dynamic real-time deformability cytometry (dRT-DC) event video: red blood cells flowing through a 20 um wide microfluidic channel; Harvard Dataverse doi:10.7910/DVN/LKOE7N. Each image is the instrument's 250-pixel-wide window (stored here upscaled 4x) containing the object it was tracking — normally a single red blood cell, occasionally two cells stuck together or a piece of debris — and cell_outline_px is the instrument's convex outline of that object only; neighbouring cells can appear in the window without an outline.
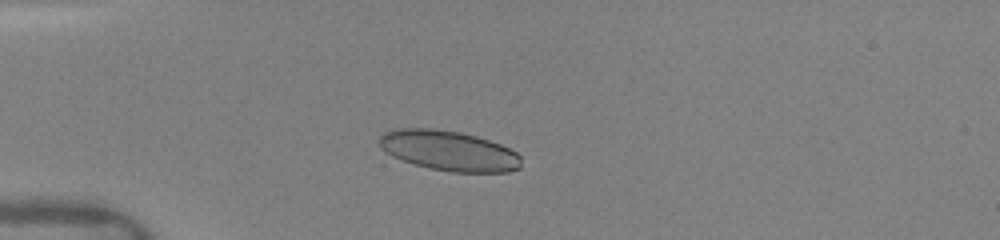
{"species": "human", "species_latin": "Homo sapiens", "temperature_condition": "warm", "stored_images_in_passage": 40, "camera_frame_rate_fps": 3000, "um_per_image_px": 0.085, "donor": {"sex": "female"}, "frame": {"image": 1, "passage_image": 11, "time_ms": 3.0, "image_size_px": [1000, 240], "cell_outline_px": [[520, 168], [508, 172], [452, 172], [428, 168], [392, 156], [380, 148], [380, 136], [388, 132], [400, 128], [432, 128], [460, 132], [476, 136], [500, 144], [516, 152], [520, 156]], "centroid_in_image_um": [38.17, 12.81], "position_along_channel_um": 46.8, "area_um2": 32.89}}
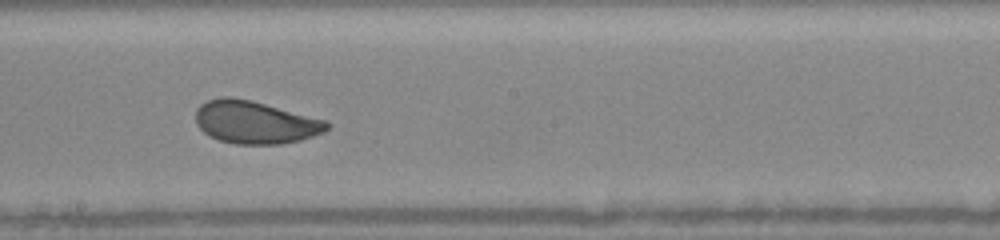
{"frame": {"image": 2, "passage_image": 27, "time_ms": 8.0, "image_size_px": [1000, 240], "cell_outline_px": [[332, 124], [324, 132], [300, 140], [280, 144], [236, 144], [220, 140], [208, 136], [196, 124], [196, 108], [200, 104], [208, 100], [220, 96], [232, 96], [252, 100], [324, 120]], "centroid_in_image_um": [21.65, 10.38], "position_along_channel_um": 226.6, "area_um2": 32.71}}
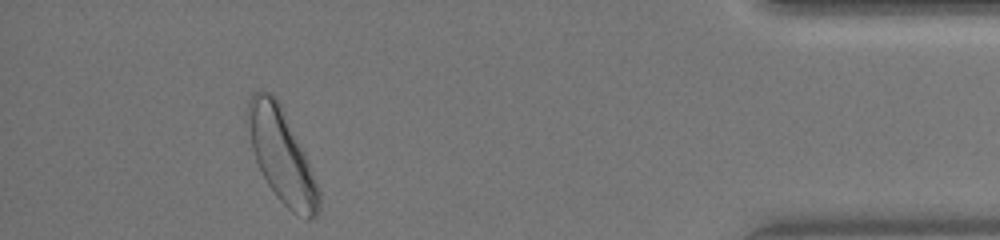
{"frame": {"image": 3, "passage_image": 38, "time_ms": 13.667, "image_size_px": [1000, 240], "cell_outline_px": [[320, 208], [316, 216], [312, 220], [308, 220], [292, 212], [276, 196], [268, 184], [256, 160], [252, 148], [244, 112], [248, 100], [252, 92], [272, 92], [276, 96], [304, 152], [320, 192]], "centroid_in_image_um": [23.91, 13.22], "position_along_channel_um": 411.3, "area_um2": 38.38}, "authors_computed_cell_mechanics": {"area_um2": 32.9171, "velocity_mm_per_s": 4.0855, "shape_relaxation_time_tau1_ms": 2.558, "shape_relaxation_time_tau2_ms": 0.7224, "deformation_change_tau1": 0.0946, "deformation_change_tau2": 0.048}}